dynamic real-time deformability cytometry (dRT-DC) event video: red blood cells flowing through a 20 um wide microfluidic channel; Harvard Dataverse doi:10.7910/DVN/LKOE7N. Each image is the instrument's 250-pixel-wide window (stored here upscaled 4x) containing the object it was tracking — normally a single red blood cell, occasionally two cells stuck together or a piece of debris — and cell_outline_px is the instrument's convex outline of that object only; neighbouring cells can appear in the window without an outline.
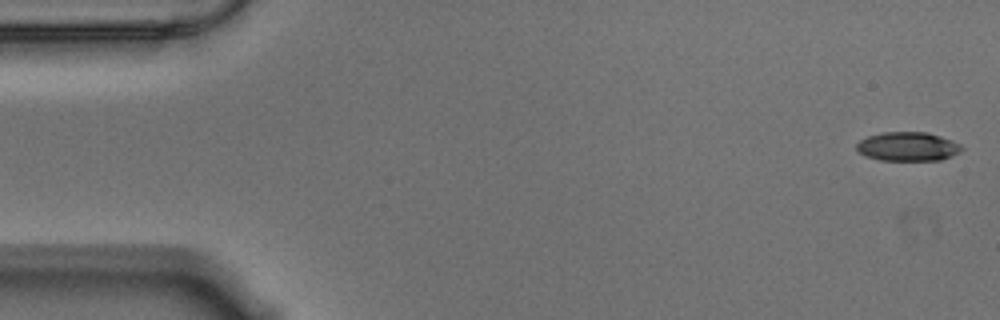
{"species": "Egyptian fruit bat (a non-hibernating species)", "species_latin": "Rousettus aegyptiacus", "temperature_condition": "warm", "stored_images_in_passage": 56, "camera_frame_rate_fps": 3000, "um_per_image_px": 0.085, "animal": {"sex": "male"}, "frame": {"image": 1, "passage_image": 1, "time_ms": 0.0, "image_size_px": [1000, 320], "cell_outline_px": [[964, 148], [960, 152], [952, 156], [940, 160], [880, 160], [864, 156], [856, 152], [856, 144], [860, 140], [868, 136], [884, 132], [928, 132], [940, 136], [960, 144]], "centroid_in_image_um": [77.14, 12.46], "position_along_channel_um": 7.9, "area_um2": 17.86}}
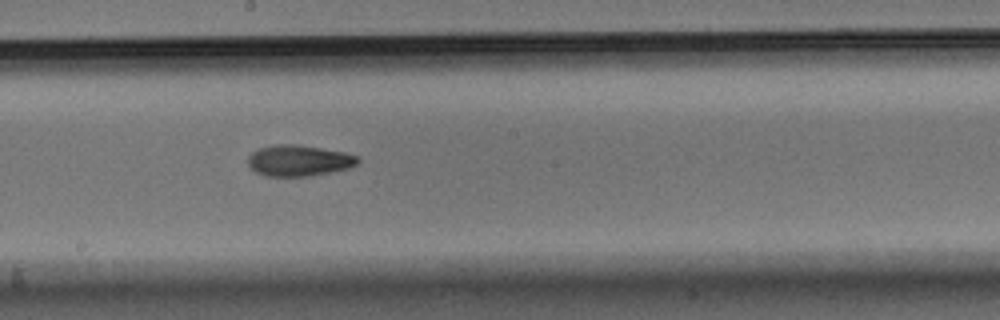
{"frame": {"image": 2, "passage_image": 30, "time_ms": 9.667, "image_size_px": [1000, 320], "cell_outline_px": [[360, 160], [352, 168], [312, 176], [264, 176], [256, 172], [248, 164], [248, 156], [252, 152], [260, 148], [276, 144], [296, 144], [344, 152], [360, 156]], "centroid_in_image_um": [25.44, 13.65], "position_along_channel_um": 222.8, "area_um2": 20.06}}
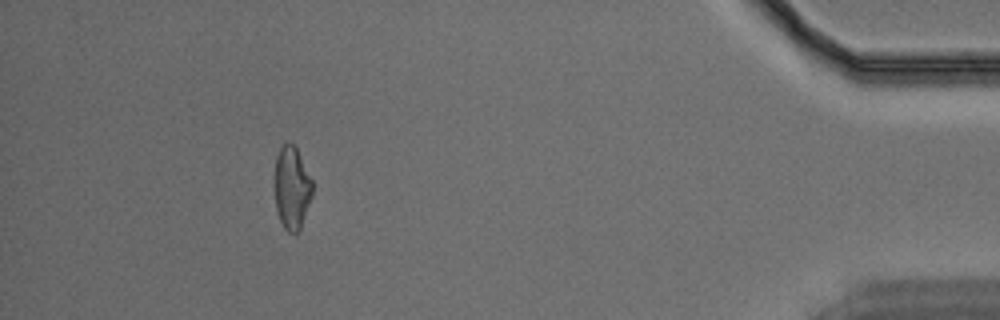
{"frame": {"image": 3, "passage_image": 51, "time_ms": 16.667, "image_size_px": [1000, 320], "cell_outline_px": [[312, 196], [300, 228], [296, 232], [288, 232], [284, 228], [280, 220], [276, 208], [276, 156], [280, 148], [288, 140], [296, 148], [312, 180]], "centroid_in_image_um": [24.82, 15.96], "position_along_channel_um": 410.4, "area_um2": 17.74}, "authors_computed_cell_mechanics": {"area_um2": 19.2474, "velocity_mm_per_s": 3.5505, "shape_relaxation_time_tau1_ms": 7.5758, "shape_relaxation_time_tau2_ms": 4.6953, "deformation_change_tau1": 0.1917, "deformation_change_tau2": 0.1169}}